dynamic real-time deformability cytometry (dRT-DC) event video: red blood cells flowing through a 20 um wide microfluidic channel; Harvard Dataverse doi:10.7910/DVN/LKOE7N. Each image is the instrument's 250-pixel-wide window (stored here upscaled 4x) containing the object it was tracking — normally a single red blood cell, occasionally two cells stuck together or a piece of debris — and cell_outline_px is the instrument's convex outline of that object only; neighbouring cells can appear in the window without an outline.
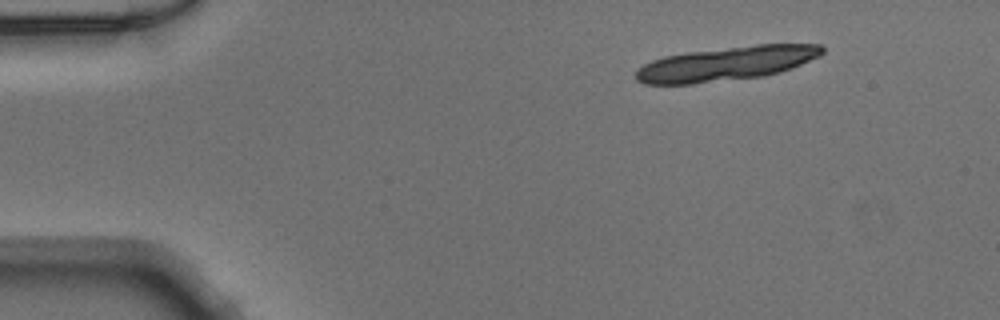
{"species": "Egyptian fruit bat (a non-hibernating species)", "species_latin": "Rousettus aegyptiacus", "temperature_condition": "warm", "stored_images_in_passage": 12, "camera_frame_rate_fps": 3000, "um_per_image_px": 0.085, "animal": {"sex": "male"}, "frame": {"image": 1, "passage_image": 1, "time_ms": 0.0, "image_size_px": [1000, 320], "cell_outline_px": [[824, 52], [820, 56], [792, 68], [780, 72], [764, 76], [692, 84], [644, 84], [636, 80], [636, 68], [652, 60], [664, 56], [688, 52], [756, 44], [820, 44], [824, 48]], "centroid_in_image_um": [61.74, 5.41], "position_along_channel_um": 23.3, "area_um2": 37.17}}